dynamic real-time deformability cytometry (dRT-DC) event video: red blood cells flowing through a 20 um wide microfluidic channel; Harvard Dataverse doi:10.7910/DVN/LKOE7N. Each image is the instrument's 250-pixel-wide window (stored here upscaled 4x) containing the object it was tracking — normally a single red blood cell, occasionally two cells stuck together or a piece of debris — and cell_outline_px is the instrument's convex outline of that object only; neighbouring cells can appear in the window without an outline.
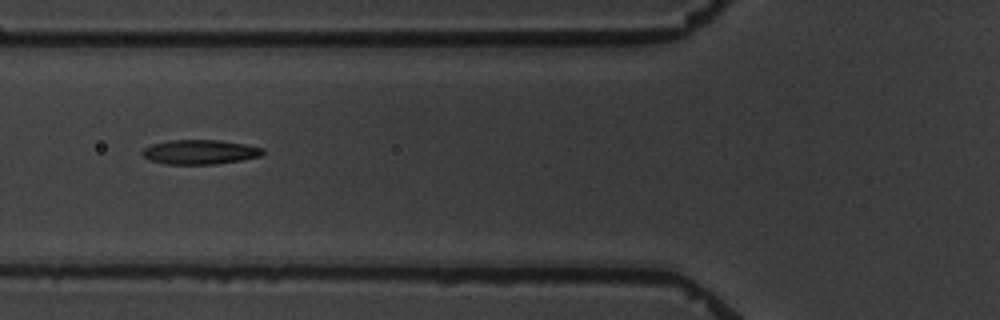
{"species": "common noctule bat (a hibernating species)", "species_latin": "Nyctalus noctula", "temperature_condition": "warm", "stored_images_in_passage": 4, "camera_frame_rate_fps": 3000, "um_per_image_px": 0.085, "animal": {"sex": "male", "body_mass_g": 19.5, "forearm_length_mm": 54.6}, "frame": {"image": 1, "passage_image": 4, "time_ms": 3.667, "image_size_px": [1000, 320], "cell_outline_px": [[264, 152], [260, 156], [240, 160], [216, 164], [164, 164], [152, 160], [144, 156], [140, 152], [144, 148], [152, 144], [172, 140], [220, 140], [244, 144], [264, 148]], "centroid_in_image_um": [16.99, 12.92], "position_along_channel_um": 108.8, "area_um2": 17.05}}